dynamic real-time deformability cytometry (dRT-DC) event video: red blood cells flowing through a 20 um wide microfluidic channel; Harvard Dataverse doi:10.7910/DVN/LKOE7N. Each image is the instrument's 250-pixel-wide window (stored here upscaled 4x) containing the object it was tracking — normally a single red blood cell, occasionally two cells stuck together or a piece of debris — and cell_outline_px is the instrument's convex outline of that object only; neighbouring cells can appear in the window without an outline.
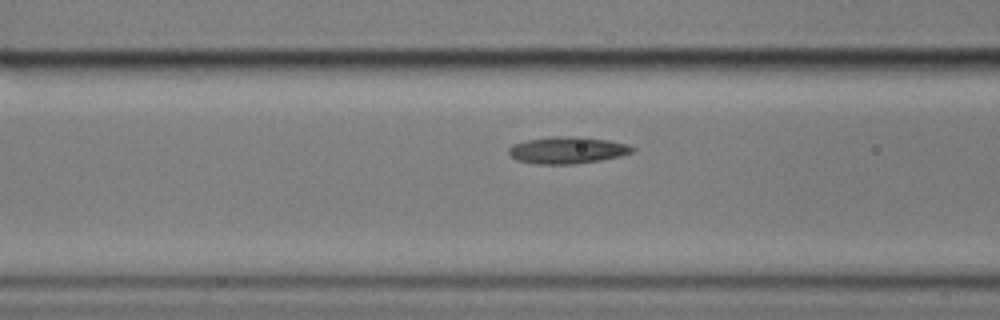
{"species": "common noctule bat (a hibernating species)", "species_latin": "Nyctalus noctula", "temperature_condition": "cold", "stored_images_in_passage": 6, "camera_frame_rate_fps": 3000, "um_per_image_px": 0.085, "animal": {"sex": "male", "body_mass_g": 17.9}, "frame": {"image": 1, "passage_image": 6, "time_ms": 6.667, "image_size_px": [1000, 320], "cell_outline_px": [[636, 152], [620, 156], [600, 160], [576, 164], [536, 164], [516, 160], [508, 152], [508, 148], [512, 144], [528, 140], [552, 136], [580, 136], [608, 140], [628, 144], [636, 148]], "centroid_in_image_um": [48.26, 12.76], "position_along_channel_um": 118.3, "area_um2": 19.59}}